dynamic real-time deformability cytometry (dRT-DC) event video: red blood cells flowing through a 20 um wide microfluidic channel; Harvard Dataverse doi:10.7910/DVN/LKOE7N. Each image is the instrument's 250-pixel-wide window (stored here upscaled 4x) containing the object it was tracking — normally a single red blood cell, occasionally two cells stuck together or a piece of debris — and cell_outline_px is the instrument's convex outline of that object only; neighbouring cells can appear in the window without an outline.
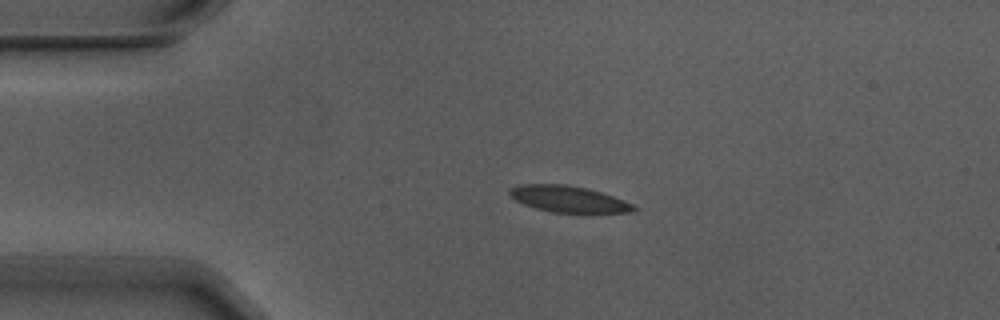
{"species": "Egyptian fruit bat (a non-hibernating species)", "species_latin": "Rousettus aegyptiacus", "temperature_condition": "warm", "stored_images_in_passage": 4, "segment_of_instrument_passage": [1, 2], "camera_frame_rate_fps": 3000, "um_per_image_px": 0.085, "animal": {"sex": "male"}, "frame": {"image": 1, "passage_image": 2, "time_ms": 0.333, "image_size_px": [1000, 320], "cell_outline_px": [[640, 208], [636, 212], [552, 212], [536, 208], [524, 204], [516, 200], [508, 192], [508, 188], [520, 184], [564, 184], [584, 188], [600, 192], [612, 196], [632, 204]], "centroid_in_image_um": [48.3, 16.91], "position_along_channel_um": 36.7, "area_um2": 18.79}}